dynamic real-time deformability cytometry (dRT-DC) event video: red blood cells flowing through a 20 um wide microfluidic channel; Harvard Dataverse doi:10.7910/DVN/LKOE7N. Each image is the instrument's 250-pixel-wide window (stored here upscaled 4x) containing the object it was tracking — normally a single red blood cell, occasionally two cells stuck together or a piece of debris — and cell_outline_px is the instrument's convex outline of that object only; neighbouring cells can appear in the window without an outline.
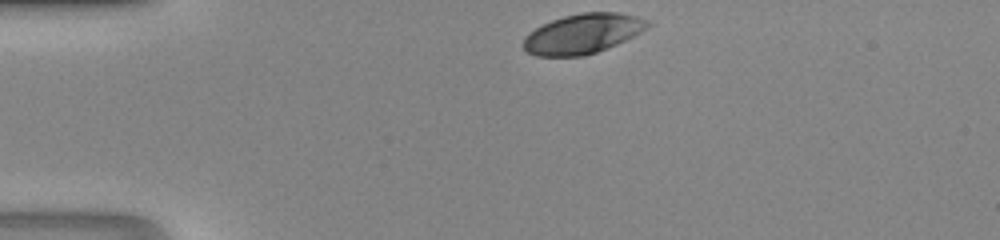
{"species": "human", "species_latin": "Homo sapiens", "temperature_condition": "room temperature", "stored_images_in_passage": 29, "camera_frame_rate_fps": 3000, "um_per_image_px": 0.085, "donor": {"sex": "male"}, "frame": {"image": 1, "passage_image": 1, "time_ms": 0.0, "image_size_px": [1000, 240], "cell_outline_px": [[652, 24], [640, 32], [616, 44], [596, 52], [584, 56], [536, 56], [528, 52], [524, 48], [524, 36], [528, 32], [552, 20], [564, 16], [580, 12], [616, 12], [636, 16], [648, 20]], "centroid_in_image_um": [49.52, 2.86], "position_along_channel_um": 35.5, "area_um2": 28.61}}
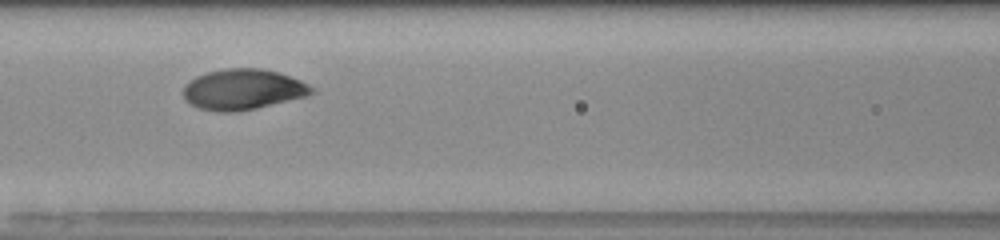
{"frame": {"image": 2, "passage_image": 12, "time_ms": 3.667, "image_size_px": [1000, 240], "cell_outline_px": [[316, 92], [308, 96], [256, 108], [236, 112], [216, 112], [200, 108], [184, 100], [184, 84], [196, 76], [208, 72], [224, 68], [260, 68], [280, 72], [300, 80], [308, 84]], "centroid_in_image_um": [20.66, 7.6], "position_along_channel_um": 145.9, "area_um2": 30.52}}
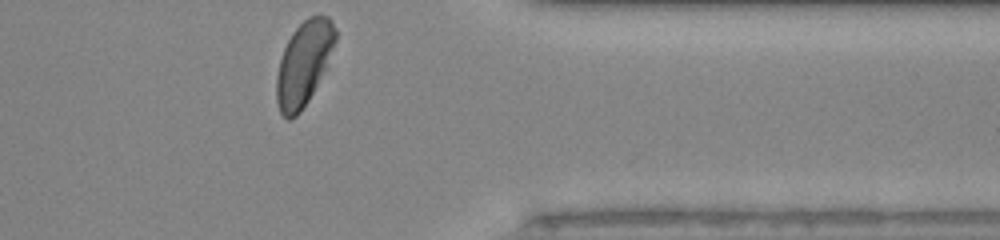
{"frame": {"image": 3, "passage_image": 29, "time_ms": 9.333, "image_size_px": [1000, 240], "cell_outline_px": [[336, 40], [324, 68], [308, 100], [300, 112], [296, 116], [288, 120], [280, 112], [276, 100], [276, 76], [280, 60], [284, 48], [292, 32], [308, 16], [328, 16], [332, 20], [336, 28]], "centroid_in_image_um": [25.8, 5.37], "position_along_channel_um": 385.6, "area_um2": 28.26}}